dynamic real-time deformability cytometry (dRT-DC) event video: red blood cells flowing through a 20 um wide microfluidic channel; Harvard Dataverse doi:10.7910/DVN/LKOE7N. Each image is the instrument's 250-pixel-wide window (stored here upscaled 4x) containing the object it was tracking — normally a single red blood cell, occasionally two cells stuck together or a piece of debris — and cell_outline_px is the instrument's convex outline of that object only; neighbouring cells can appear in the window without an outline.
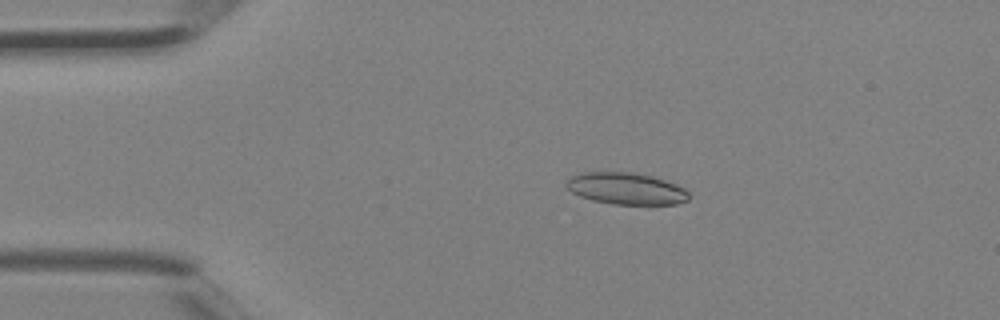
{"species": "Egyptian fruit bat (a non-hibernating species)", "species_latin": "Rousettus aegyptiacus", "temperature_condition": "room temperature", "stored_images_in_passage": 3, "camera_frame_rate_fps": 3000, "um_per_image_px": 0.085, "animal": {"sex": "female"}, "frame": {"image": 1, "passage_image": 2, "time_ms": 0.333, "image_size_px": [1000, 320], "cell_outline_px": [[688, 200], [676, 204], [652, 208], [648, 208], [612, 204], [592, 200], [580, 196], [564, 188], [564, 184], [572, 176], [580, 172], [632, 172], [652, 176], [676, 184], [684, 188], [688, 192]], "centroid_in_image_um": [53.25, 16.08], "position_along_channel_um": 31.7, "area_um2": 23.7}}